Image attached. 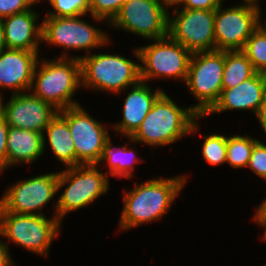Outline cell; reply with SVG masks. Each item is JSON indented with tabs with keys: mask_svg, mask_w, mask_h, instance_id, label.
I'll return each instance as SVG.
<instances>
[{
	"mask_svg": "<svg viewBox=\"0 0 266 266\" xmlns=\"http://www.w3.org/2000/svg\"><path fill=\"white\" fill-rule=\"evenodd\" d=\"M188 177L185 173L168 178L154 177L141 183L135 182L133 189L124 190L119 231L161 220L184 189Z\"/></svg>",
	"mask_w": 266,
	"mask_h": 266,
	"instance_id": "1",
	"label": "cell"
},
{
	"mask_svg": "<svg viewBox=\"0 0 266 266\" xmlns=\"http://www.w3.org/2000/svg\"><path fill=\"white\" fill-rule=\"evenodd\" d=\"M164 91L138 129L130 136L135 144L154 148L173 145L186 135L200 131V117L190 106L179 107Z\"/></svg>",
	"mask_w": 266,
	"mask_h": 266,
	"instance_id": "2",
	"label": "cell"
},
{
	"mask_svg": "<svg viewBox=\"0 0 266 266\" xmlns=\"http://www.w3.org/2000/svg\"><path fill=\"white\" fill-rule=\"evenodd\" d=\"M53 59H38L29 91L58 111L80 105L73 99L82 89L80 60L57 56Z\"/></svg>",
	"mask_w": 266,
	"mask_h": 266,
	"instance_id": "3",
	"label": "cell"
},
{
	"mask_svg": "<svg viewBox=\"0 0 266 266\" xmlns=\"http://www.w3.org/2000/svg\"><path fill=\"white\" fill-rule=\"evenodd\" d=\"M138 62L121 54L91 53L83 56L81 62L82 88L110 92L115 96L128 91V87L141 81L140 56L137 48H133Z\"/></svg>",
	"mask_w": 266,
	"mask_h": 266,
	"instance_id": "4",
	"label": "cell"
},
{
	"mask_svg": "<svg viewBox=\"0 0 266 266\" xmlns=\"http://www.w3.org/2000/svg\"><path fill=\"white\" fill-rule=\"evenodd\" d=\"M98 167V165H79L58 171L59 197L52 205L54 209L52 216H56L62 222L67 213L78 211L107 194L110 189V178L104 171L102 173L100 168L97 169ZM63 188L64 190L60 192Z\"/></svg>",
	"mask_w": 266,
	"mask_h": 266,
	"instance_id": "5",
	"label": "cell"
},
{
	"mask_svg": "<svg viewBox=\"0 0 266 266\" xmlns=\"http://www.w3.org/2000/svg\"><path fill=\"white\" fill-rule=\"evenodd\" d=\"M82 17H43L42 43L46 42L49 46L54 45L56 48L63 49L61 55H58L61 58H77L79 60L83 56L91 54L92 50L96 51L100 47L103 49L112 43L107 31L96 28L95 24L87 23ZM70 50L85 51L86 54L74 56L68 53Z\"/></svg>",
	"mask_w": 266,
	"mask_h": 266,
	"instance_id": "6",
	"label": "cell"
},
{
	"mask_svg": "<svg viewBox=\"0 0 266 266\" xmlns=\"http://www.w3.org/2000/svg\"><path fill=\"white\" fill-rule=\"evenodd\" d=\"M62 222L56 217L46 215H27L6 212L0 206V237L23 249L49 257L52 241L61 232Z\"/></svg>",
	"mask_w": 266,
	"mask_h": 266,
	"instance_id": "7",
	"label": "cell"
},
{
	"mask_svg": "<svg viewBox=\"0 0 266 266\" xmlns=\"http://www.w3.org/2000/svg\"><path fill=\"white\" fill-rule=\"evenodd\" d=\"M150 42L145 46L137 47L140 56L141 81H149L150 84L152 80L168 78L178 79L184 84L192 53L169 35Z\"/></svg>",
	"mask_w": 266,
	"mask_h": 266,
	"instance_id": "8",
	"label": "cell"
},
{
	"mask_svg": "<svg viewBox=\"0 0 266 266\" xmlns=\"http://www.w3.org/2000/svg\"><path fill=\"white\" fill-rule=\"evenodd\" d=\"M224 70V51L192 53L185 86L198 102L190 107L203 117L220 97Z\"/></svg>",
	"mask_w": 266,
	"mask_h": 266,
	"instance_id": "9",
	"label": "cell"
},
{
	"mask_svg": "<svg viewBox=\"0 0 266 266\" xmlns=\"http://www.w3.org/2000/svg\"><path fill=\"white\" fill-rule=\"evenodd\" d=\"M168 10L169 7L160 0H127L107 28L120 29L149 43V40L168 35Z\"/></svg>",
	"mask_w": 266,
	"mask_h": 266,
	"instance_id": "10",
	"label": "cell"
},
{
	"mask_svg": "<svg viewBox=\"0 0 266 266\" xmlns=\"http://www.w3.org/2000/svg\"><path fill=\"white\" fill-rule=\"evenodd\" d=\"M67 121L76 151V166L98 165L110 138L109 123L93 118L81 105L59 110Z\"/></svg>",
	"mask_w": 266,
	"mask_h": 266,
	"instance_id": "11",
	"label": "cell"
},
{
	"mask_svg": "<svg viewBox=\"0 0 266 266\" xmlns=\"http://www.w3.org/2000/svg\"><path fill=\"white\" fill-rule=\"evenodd\" d=\"M223 4L215 10L216 50H242L247 39L259 27L260 6L250 2L231 7Z\"/></svg>",
	"mask_w": 266,
	"mask_h": 266,
	"instance_id": "12",
	"label": "cell"
},
{
	"mask_svg": "<svg viewBox=\"0 0 266 266\" xmlns=\"http://www.w3.org/2000/svg\"><path fill=\"white\" fill-rule=\"evenodd\" d=\"M58 171L18 180L5 188L0 206L16 214L44 215V207L57 196Z\"/></svg>",
	"mask_w": 266,
	"mask_h": 266,
	"instance_id": "13",
	"label": "cell"
},
{
	"mask_svg": "<svg viewBox=\"0 0 266 266\" xmlns=\"http://www.w3.org/2000/svg\"><path fill=\"white\" fill-rule=\"evenodd\" d=\"M173 9L168 23V35L173 40L191 53L216 50L215 10Z\"/></svg>",
	"mask_w": 266,
	"mask_h": 266,
	"instance_id": "14",
	"label": "cell"
},
{
	"mask_svg": "<svg viewBox=\"0 0 266 266\" xmlns=\"http://www.w3.org/2000/svg\"><path fill=\"white\" fill-rule=\"evenodd\" d=\"M3 99L0 98V113L11 127L43 133L58 113L50 103L30 91L11 95L7 103Z\"/></svg>",
	"mask_w": 266,
	"mask_h": 266,
	"instance_id": "15",
	"label": "cell"
},
{
	"mask_svg": "<svg viewBox=\"0 0 266 266\" xmlns=\"http://www.w3.org/2000/svg\"><path fill=\"white\" fill-rule=\"evenodd\" d=\"M39 53L8 48L0 52V98L4 89L11 90L12 95L30 90Z\"/></svg>",
	"mask_w": 266,
	"mask_h": 266,
	"instance_id": "16",
	"label": "cell"
},
{
	"mask_svg": "<svg viewBox=\"0 0 266 266\" xmlns=\"http://www.w3.org/2000/svg\"><path fill=\"white\" fill-rule=\"evenodd\" d=\"M266 95V74L256 73L236 87L222 89L214 106L202 117L225 111H252L256 115Z\"/></svg>",
	"mask_w": 266,
	"mask_h": 266,
	"instance_id": "17",
	"label": "cell"
},
{
	"mask_svg": "<svg viewBox=\"0 0 266 266\" xmlns=\"http://www.w3.org/2000/svg\"><path fill=\"white\" fill-rule=\"evenodd\" d=\"M121 117L122 120L114 123L111 129L121 137L131 136L151 110L153 103L164 92V89L158 87L155 90L151 88L148 82L140 81L134 86L128 88Z\"/></svg>",
	"mask_w": 266,
	"mask_h": 266,
	"instance_id": "18",
	"label": "cell"
},
{
	"mask_svg": "<svg viewBox=\"0 0 266 266\" xmlns=\"http://www.w3.org/2000/svg\"><path fill=\"white\" fill-rule=\"evenodd\" d=\"M27 10L2 19L5 43L8 49L40 51L42 43V22L39 12ZM38 24V25H37Z\"/></svg>",
	"mask_w": 266,
	"mask_h": 266,
	"instance_id": "19",
	"label": "cell"
},
{
	"mask_svg": "<svg viewBox=\"0 0 266 266\" xmlns=\"http://www.w3.org/2000/svg\"><path fill=\"white\" fill-rule=\"evenodd\" d=\"M45 153L43 133L9 126L7 135V169L32 164Z\"/></svg>",
	"mask_w": 266,
	"mask_h": 266,
	"instance_id": "20",
	"label": "cell"
},
{
	"mask_svg": "<svg viewBox=\"0 0 266 266\" xmlns=\"http://www.w3.org/2000/svg\"><path fill=\"white\" fill-rule=\"evenodd\" d=\"M46 144L64 167L76 166V151L67 121L57 113L43 132V148Z\"/></svg>",
	"mask_w": 266,
	"mask_h": 266,
	"instance_id": "21",
	"label": "cell"
},
{
	"mask_svg": "<svg viewBox=\"0 0 266 266\" xmlns=\"http://www.w3.org/2000/svg\"><path fill=\"white\" fill-rule=\"evenodd\" d=\"M127 139L128 141L125 143V145H123V147L114 146L111 137L105 143L103 154L98 163V166L102 167V163L103 165L106 164L103 167L108 168V170L105 172L108 177L111 175L112 177L114 176L117 178H126L129 180L133 179V171H135V165L140 162H144V159L141 160L140 156L138 157L136 155L137 152L135 151V149L133 150V148L129 147L134 143L131 137L127 136Z\"/></svg>",
	"mask_w": 266,
	"mask_h": 266,
	"instance_id": "22",
	"label": "cell"
},
{
	"mask_svg": "<svg viewBox=\"0 0 266 266\" xmlns=\"http://www.w3.org/2000/svg\"><path fill=\"white\" fill-rule=\"evenodd\" d=\"M256 73L250 60L241 50L224 51L223 89L236 87Z\"/></svg>",
	"mask_w": 266,
	"mask_h": 266,
	"instance_id": "23",
	"label": "cell"
},
{
	"mask_svg": "<svg viewBox=\"0 0 266 266\" xmlns=\"http://www.w3.org/2000/svg\"><path fill=\"white\" fill-rule=\"evenodd\" d=\"M259 141L247 135L233 134L227 136L226 163L234 169L246 168L254 145Z\"/></svg>",
	"mask_w": 266,
	"mask_h": 266,
	"instance_id": "24",
	"label": "cell"
},
{
	"mask_svg": "<svg viewBox=\"0 0 266 266\" xmlns=\"http://www.w3.org/2000/svg\"><path fill=\"white\" fill-rule=\"evenodd\" d=\"M257 73L266 74V31L259 26L241 50Z\"/></svg>",
	"mask_w": 266,
	"mask_h": 266,
	"instance_id": "25",
	"label": "cell"
},
{
	"mask_svg": "<svg viewBox=\"0 0 266 266\" xmlns=\"http://www.w3.org/2000/svg\"><path fill=\"white\" fill-rule=\"evenodd\" d=\"M204 139L201 149L202 158L211 166L223 165L226 163L227 135L211 133L202 135Z\"/></svg>",
	"mask_w": 266,
	"mask_h": 266,
	"instance_id": "26",
	"label": "cell"
},
{
	"mask_svg": "<svg viewBox=\"0 0 266 266\" xmlns=\"http://www.w3.org/2000/svg\"><path fill=\"white\" fill-rule=\"evenodd\" d=\"M45 2V0H39ZM54 9L45 14L52 17L91 16L89 0H46Z\"/></svg>",
	"mask_w": 266,
	"mask_h": 266,
	"instance_id": "27",
	"label": "cell"
},
{
	"mask_svg": "<svg viewBox=\"0 0 266 266\" xmlns=\"http://www.w3.org/2000/svg\"><path fill=\"white\" fill-rule=\"evenodd\" d=\"M127 0H89L90 15L96 23L109 25Z\"/></svg>",
	"mask_w": 266,
	"mask_h": 266,
	"instance_id": "28",
	"label": "cell"
},
{
	"mask_svg": "<svg viewBox=\"0 0 266 266\" xmlns=\"http://www.w3.org/2000/svg\"><path fill=\"white\" fill-rule=\"evenodd\" d=\"M247 167L257 177L266 180V143L260 140L254 145Z\"/></svg>",
	"mask_w": 266,
	"mask_h": 266,
	"instance_id": "29",
	"label": "cell"
},
{
	"mask_svg": "<svg viewBox=\"0 0 266 266\" xmlns=\"http://www.w3.org/2000/svg\"><path fill=\"white\" fill-rule=\"evenodd\" d=\"M39 3V0H0V18L23 13Z\"/></svg>",
	"mask_w": 266,
	"mask_h": 266,
	"instance_id": "30",
	"label": "cell"
},
{
	"mask_svg": "<svg viewBox=\"0 0 266 266\" xmlns=\"http://www.w3.org/2000/svg\"><path fill=\"white\" fill-rule=\"evenodd\" d=\"M222 0H180L174 8L190 9V10H216ZM178 6V7H177Z\"/></svg>",
	"mask_w": 266,
	"mask_h": 266,
	"instance_id": "31",
	"label": "cell"
},
{
	"mask_svg": "<svg viewBox=\"0 0 266 266\" xmlns=\"http://www.w3.org/2000/svg\"><path fill=\"white\" fill-rule=\"evenodd\" d=\"M8 124L0 113V175L7 170V135Z\"/></svg>",
	"mask_w": 266,
	"mask_h": 266,
	"instance_id": "32",
	"label": "cell"
},
{
	"mask_svg": "<svg viewBox=\"0 0 266 266\" xmlns=\"http://www.w3.org/2000/svg\"><path fill=\"white\" fill-rule=\"evenodd\" d=\"M254 214L252 220L256 223L259 227L264 230L266 228V198L260 202L256 209L254 208Z\"/></svg>",
	"mask_w": 266,
	"mask_h": 266,
	"instance_id": "33",
	"label": "cell"
},
{
	"mask_svg": "<svg viewBox=\"0 0 266 266\" xmlns=\"http://www.w3.org/2000/svg\"><path fill=\"white\" fill-rule=\"evenodd\" d=\"M9 245L4 243V240L0 237V266H16L14 259H12Z\"/></svg>",
	"mask_w": 266,
	"mask_h": 266,
	"instance_id": "34",
	"label": "cell"
},
{
	"mask_svg": "<svg viewBox=\"0 0 266 266\" xmlns=\"http://www.w3.org/2000/svg\"><path fill=\"white\" fill-rule=\"evenodd\" d=\"M256 119H258L260 126L262 127L263 133L266 135V95L264 100L256 113Z\"/></svg>",
	"mask_w": 266,
	"mask_h": 266,
	"instance_id": "35",
	"label": "cell"
},
{
	"mask_svg": "<svg viewBox=\"0 0 266 266\" xmlns=\"http://www.w3.org/2000/svg\"><path fill=\"white\" fill-rule=\"evenodd\" d=\"M7 48L5 43V36H4V24L2 19L0 18V52L4 51Z\"/></svg>",
	"mask_w": 266,
	"mask_h": 266,
	"instance_id": "36",
	"label": "cell"
},
{
	"mask_svg": "<svg viewBox=\"0 0 266 266\" xmlns=\"http://www.w3.org/2000/svg\"><path fill=\"white\" fill-rule=\"evenodd\" d=\"M160 1H162L164 4H166L168 7L172 9V6L177 5L180 0H160Z\"/></svg>",
	"mask_w": 266,
	"mask_h": 266,
	"instance_id": "37",
	"label": "cell"
},
{
	"mask_svg": "<svg viewBox=\"0 0 266 266\" xmlns=\"http://www.w3.org/2000/svg\"><path fill=\"white\" fill-rule=\"evenodd\" d=\"M262 16V11H261V6H260V22H259V26H261L265 31H266V19H265V21L263 22L262 21V18L263 17H261Z\"/></svg>",
	"mask_w": 266,
	"mask_h": 266,
	"instance_id": "38",
	"label": "cell"
},
{
	"mask_svg": "<svg viewBox=\"0 0 266 266\" xmlns=\"http://www.w3.org/2000/svg\"><path fill=\"white\" fill-rule=\"evenodd\" d=\"M260 0H242V2H250V3H254L256 5H259V2Z\"/></svg>",
	"mask_w": 266,
	"mask_h": 266,
	"instance_id": "39",
	"label": "cell"
},
{
	"mask_svg": "<svg viewBox=\"0 0 266 266\" xmlns=\"http://www.w3.org/2000/svg\"><path fill=\"white\" fill-rule=\"evenodd\" d=\"M261 240L266 243V228L264 229L263 236L261 237Z\"/></svg>",
	"mask_w": 266,
	"mask_h": 266,
	"instance_id": "40",
	"label": "cell"
}]
</instances>
